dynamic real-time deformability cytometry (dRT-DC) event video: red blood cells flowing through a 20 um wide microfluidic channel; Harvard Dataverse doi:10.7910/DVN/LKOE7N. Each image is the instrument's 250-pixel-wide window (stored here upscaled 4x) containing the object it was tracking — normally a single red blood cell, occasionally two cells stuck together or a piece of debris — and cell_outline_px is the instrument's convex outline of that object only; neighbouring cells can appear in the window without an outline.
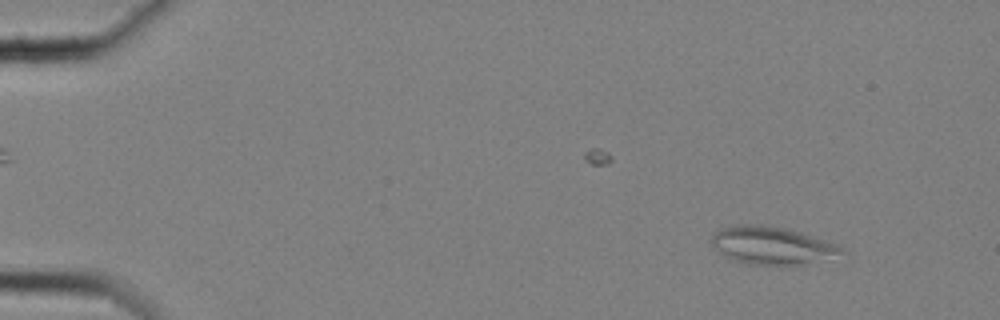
{"species": "common noctule bat (a hibernating species)", "species_latin": "Nyctalus noctula", "temperature_condition": "cold", "stored_images_in_passage": 57, "camera_frame_rate_fps": 3000, "um_per_image_px": 0.085, "animal": {"sex": "female", "body_mass_g": 25.1}, "frame": {"image": 1, "passage_image": 5, "time_ms": 1.333, "image_size_px": [1000, 320], "cell_outline_px": [[848, 252], [800, 264], [780, 268], [748, 264], [736, 260], [720, 252], [708, 240], [716, 232], [724, 228], [736, 224], [760, 224], [784, 228], [800, 232], [836, 244], [844, 248]], "centroid_in_image_um": [65.6, 20.88], "position_along_channel_um": 19.4, "area_um2": 28.55}}
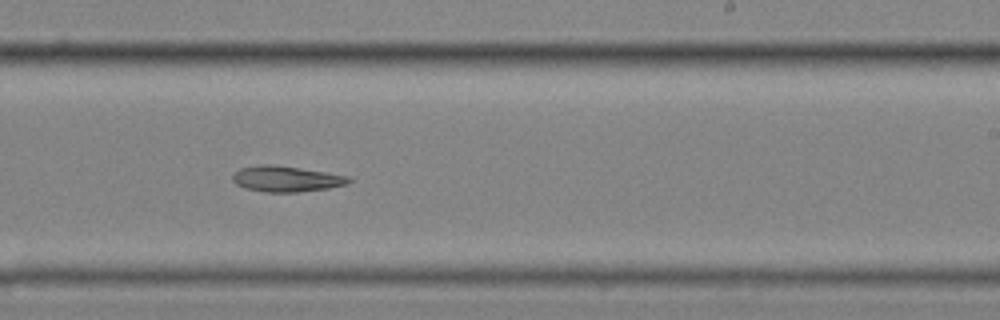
{"frame": {"image": 2, "passage_image": 36, "time_ms": 11.667, "image_size_px": [1000, 320], "cell_outline_px": [[352, 180], [348, 184], [328, 188], [296, 192], [264, 192], [244, 188], [236, 184], [232, 180], [232, 176], [240, 168], [260, 164], [272, 164], [300, 168], [348, 176]], "centroid_in_image_um": [24.3, 15.2], "position_along_channel_um": 264.7, "area_um2": 17.4}}
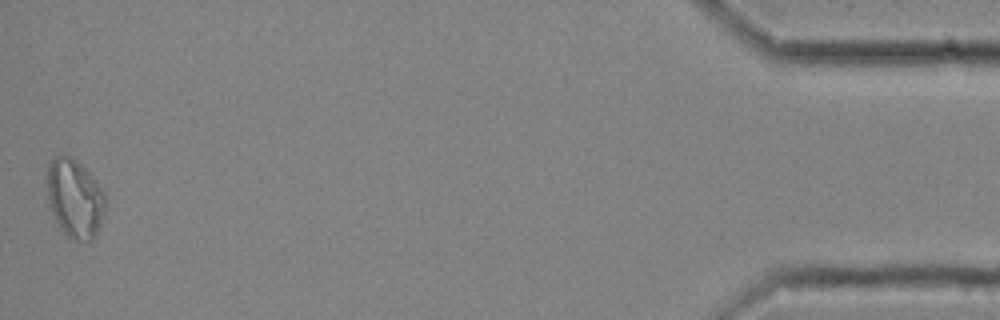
{"frame": {"image": 3, "passage_image": 57, "time_ms": 18.667, "image_size_px": [1000, 320], "cell_outline_px": [[104, 212], [96, 236], [92, 240], [72, 240], [64, 236], [52, 212], [48, 200], [44, 172], [48, 164], [56, 156], [68, 156], [76, 160], [88, 172], [104, 192]], "centroid_in_image_um": [6.3, 16.87], "position_along_channel_um": 428.9, "area_um2": 26.82}}